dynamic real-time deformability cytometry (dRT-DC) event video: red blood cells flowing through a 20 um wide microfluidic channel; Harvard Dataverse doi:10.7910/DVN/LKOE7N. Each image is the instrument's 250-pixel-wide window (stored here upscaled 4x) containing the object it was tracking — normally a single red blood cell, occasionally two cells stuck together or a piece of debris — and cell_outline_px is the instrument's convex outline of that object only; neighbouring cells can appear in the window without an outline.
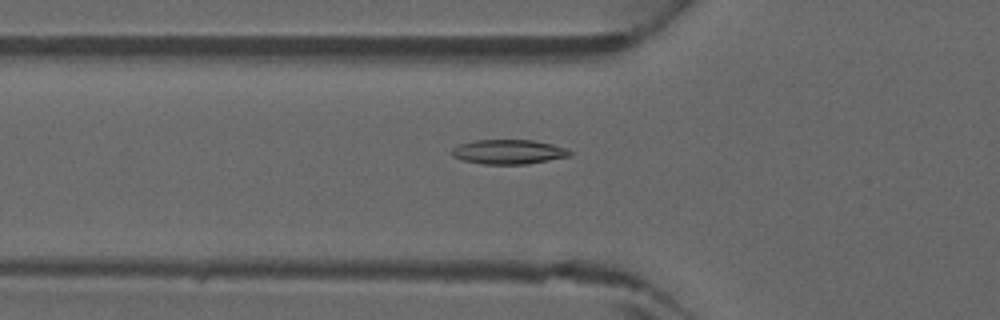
{"species": "common noctule bat (a hibernating species)", "species_latin": "Nyctalus noctula", "temperature_condition": "warm", "stored_images_in_passage": 31, "camera_frame_rate_fps": 3000, "um_per_image_px": 0.085, "animal": {"sex": "male", "forearm_length_mm": 52.5}, "frame": {"image": 1, "passage_image": 2, "time_ms": 0.333, "image_size_px": [1000, 320], "cell_outline_px": [[572, 156], [528, 164], [484, 164], [464, 160], [452, 156], [452, 148], [460, 144], [472, 140], [532, 140], [552, 144], [568, 148], [572, 152]], "centroid_in_image_um": [43.27, 12.9], "position_along_channel_um": 82.5, "area_um2": 16.94}}
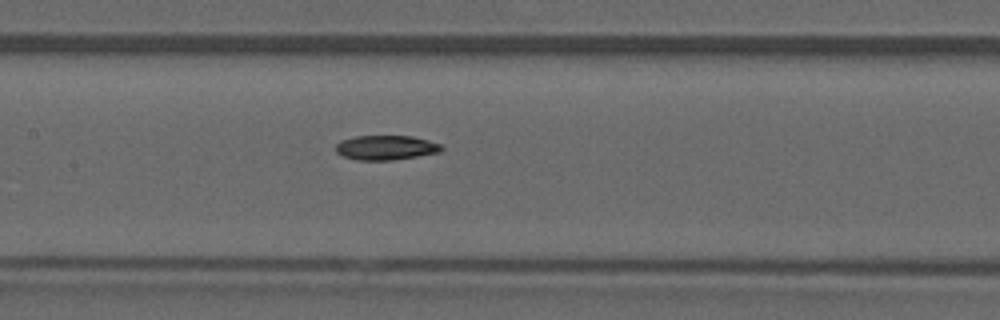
{"frame": {"image": 2, "passage_image": 8, "time_ms": 2.333, "image_size_px": [1000, 320], "cell_outline_px": [[444, 148], [440, 152], [392, 160], [356, 160], [344, 156], [336, 152], [336, 144], [340, 140], [356, 136], [412, 136], [428, 140], [440, 144]], "centroid_in_image_um": [32.79, 12.54], "position_along_channel_um": 174.6, "area_um2": 15.09}}
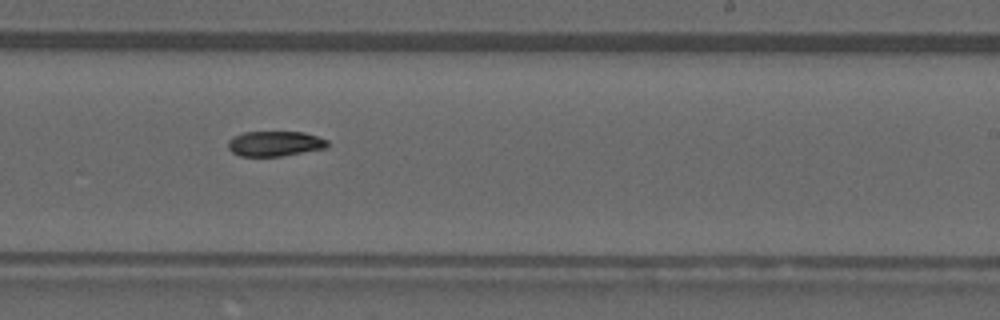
{"frame": {"image": 3, "passage_image": 14, "time_ms": 4.333, "image_size_px": [1000, 320], "cell_outline_px": [[328, 148], [280, 156], [240, 156], [232, 152], [228, 148], [228, 140], [232, 136], [244, 132], [304, 132], [328, 140]], "centroid_in_image_um": [23.36, 12.21], "position_along_channel_um": 265.6, "area_um2": 14.62}}